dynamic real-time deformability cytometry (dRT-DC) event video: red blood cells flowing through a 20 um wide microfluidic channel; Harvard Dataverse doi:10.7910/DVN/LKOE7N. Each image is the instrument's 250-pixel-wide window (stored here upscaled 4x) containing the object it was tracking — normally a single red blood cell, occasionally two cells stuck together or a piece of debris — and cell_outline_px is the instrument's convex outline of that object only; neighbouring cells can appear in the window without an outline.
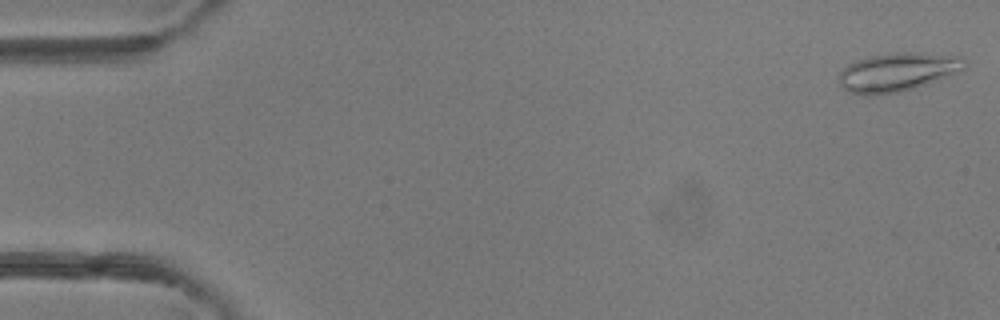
{"species": "common noctule bat (a hibernating species)", "species_latin": "Nyctalus noctula", "temperature_condition": "room temperature", "stored_images_in_passage": 14, "camera_frame_rate_fps": 3000, "um_per_image_px": 0.085, "animal": {"sex": "female"}, "frame": {"image": 1, "passage_image": 1, "time_ms": 0.0, "image_size_px": [1000, 320], "cell_outline_px": [[968, 64], [964, 68], [948, 76], [916, 88], [900, 92], [868, 96], [864, 96], [852, 92], [844, 88], [840, 84], [840, 72], [848, 64], [856, 60], [872, 56], [896, 52], [920, 52], [960, 56]], "centroid_in_image_um": [76.3, 6.12], "position_along_channel_um": 8.7, "area_um2": 28.26}}